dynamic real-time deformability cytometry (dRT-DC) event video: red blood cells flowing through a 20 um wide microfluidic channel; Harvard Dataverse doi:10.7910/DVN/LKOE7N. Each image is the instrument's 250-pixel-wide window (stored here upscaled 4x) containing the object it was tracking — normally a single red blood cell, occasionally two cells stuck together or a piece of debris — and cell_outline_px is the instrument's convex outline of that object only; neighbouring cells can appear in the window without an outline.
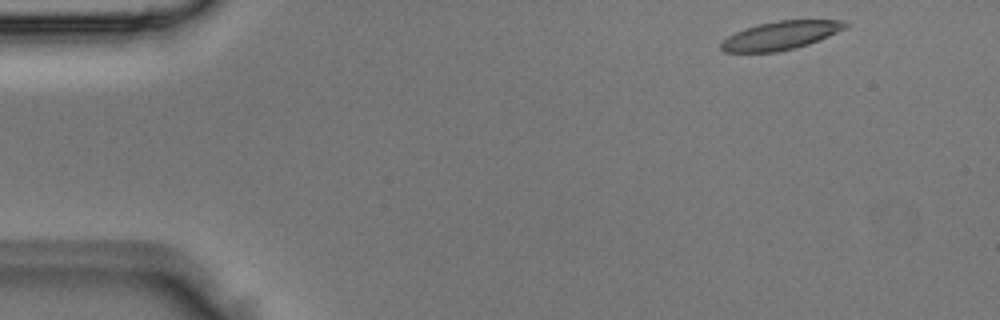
{"species": "Egyptian fruit bat (a non-hibernating species)", "species_latin": "Rousettus aegyptiacus", "temperature_condition": "room temperature", "stored_images_in_passage": 3, "camera_frame_rate_fps": 3000, "um_per_image_px": 0.085, "animal": {"sex": "male"}, "frame": {"image": 1, "passage_image": 1, "time_ms": 0.0, "image_size_px": [1000, 320], "cell_outline_px": [[852, 24], [820, 40], [796, 48], [776, 52], [724, 52], [720, 48], [720, 44], [728, 36], [744, 28], [776, 20], [844, 20]], "centroid_in_image_um": [66.37, 3.01], "position_along_channel_um": 18.6, "area_um2": 20.58}}